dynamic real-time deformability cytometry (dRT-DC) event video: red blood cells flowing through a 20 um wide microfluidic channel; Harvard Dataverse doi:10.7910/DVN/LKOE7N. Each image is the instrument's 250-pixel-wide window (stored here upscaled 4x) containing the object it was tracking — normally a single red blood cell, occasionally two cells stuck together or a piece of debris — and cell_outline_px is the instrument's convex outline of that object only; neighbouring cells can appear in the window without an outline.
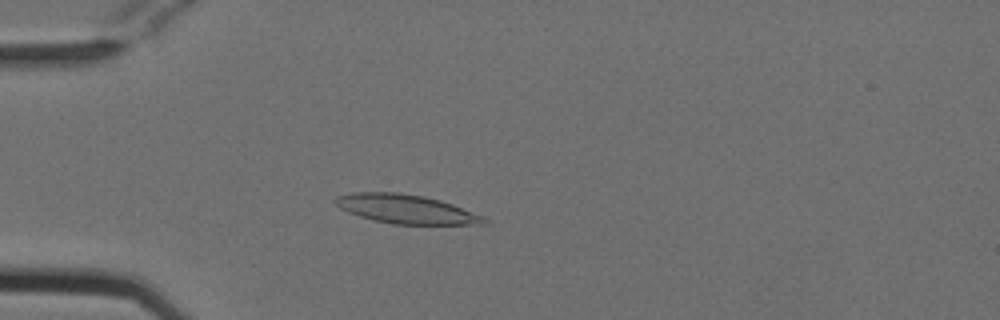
{"species": "Egyptian fruit bat (a non-hibernating species)", "species_latin": "Rousettus aegyptiacus", "temperature_condition": "cold", "stored_images_in_passage": 52, "camera_frame_rate_fps": 3000, "um_per_image_px": 0.085, "animal": {"sex": "female"}, "frame": {"image": 1, "passage_image": 14, "time_ms": 4.333, "image_size_px": [1000, 320], "cell_outline_px": [[488, 224], [392, 224], [372, 220], [348, 212], [340, 208], [332, 200], [336, 196], [352, 192], [400, 192], [424, 196], [440, 200], [452, 204], [484, 216], [488, 220]], "centroid_in_image_um": [34.49, 17.76], "position_along_channel_um": 50.5, "area_um2": 25.2}}
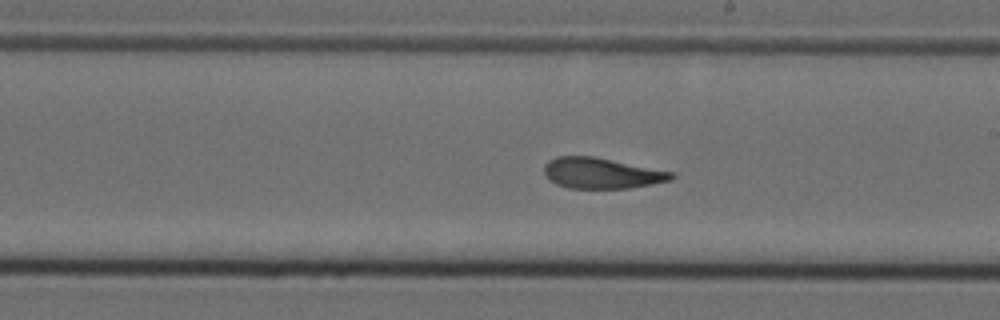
{"frame": {"image": 2, "passage_image": 30, "time_ms": 9.667, "image_size_px": [1000, 320], "cell_outline_px": [[676, 176], [672, 180], [652, 184], [628, 188], [568, 188], [556, 184], [548, 180], [544, 172], [544, 164], [548, 160], [556, 156], [592, 156], [676, 172]], "centroid_in_image_um": [51.14, 14.72], "position_along_channel_um": 237.9, "area_um2": 23.0}}
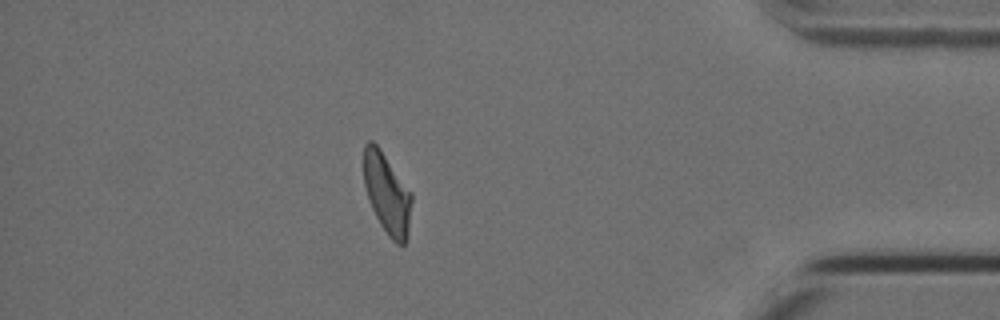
{"frame": {"image": 3, "passage_image": 46, "time_ms": 15.0, "image_size_px": [1000, 320], "cell_outline_px": [[412, 200], [408, 228], [404, 244], [396, 244], [388, 236], [380, 224], [372, 208], [364, 184], [364, 144], [368, 140], [372, 140], [380, 148], [412, 192]], "centroid_in_image_um": [32.89, 16.42], "position_along_channel_um": 402.3, "area_um2": 22.31}, "authors_computed_cell_mechanics": {"area_um2": 23.4957, "velocity_mm_per_s": 3.7949, "shape_relaxation_time_tau1_ms": 5.6764, "shape_relaxation_time_tau2_ms": 2.1971, "deformation_change_tau1": 0.17, "deformation_change_tau2": 0.0888}}